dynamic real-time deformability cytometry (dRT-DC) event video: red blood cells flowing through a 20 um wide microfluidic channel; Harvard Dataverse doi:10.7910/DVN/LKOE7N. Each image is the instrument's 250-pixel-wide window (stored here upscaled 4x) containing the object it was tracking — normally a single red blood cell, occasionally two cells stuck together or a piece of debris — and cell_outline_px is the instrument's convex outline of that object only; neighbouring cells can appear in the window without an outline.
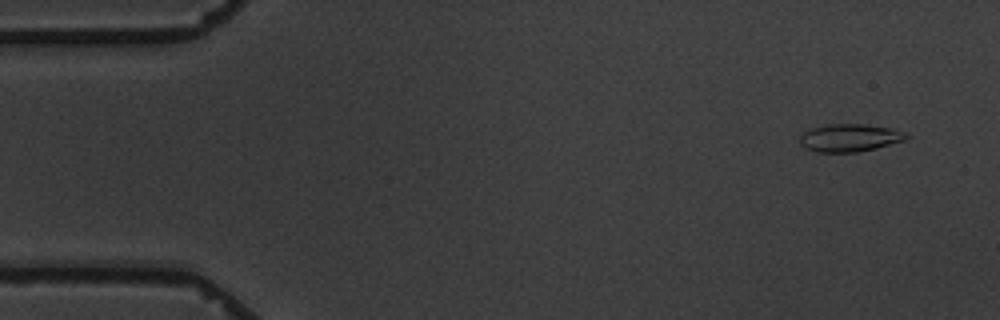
{"species": "common noctule bat (a hibernating species)", "species_latin": "Nyctalus noctula", "temperature_condition": "warm", "stored_images_in_passage": 5, "camera_frame_rate_fps": 3000, "um_per_image_px": 0.085, "animal": {"sex": "male", "body_mass_g": 19.5, "forearm_length_mm": 54.6}, "frame": {"image": 1, "passage_image": 1, "time_ms": 0.0, "image_size_px": [1000, 320], "cell_outline_px": [[908, 136], [904, 140], [856, 152], [816, 152], [800, 144], [800, 136], [808, 128], [828, 124], [864, 124], [892, 128], [904, 132]], "centroid_in_image_um": [72.17, 11.69], "position_along_channel_um": 12.8, "area_um2": 16.94}}
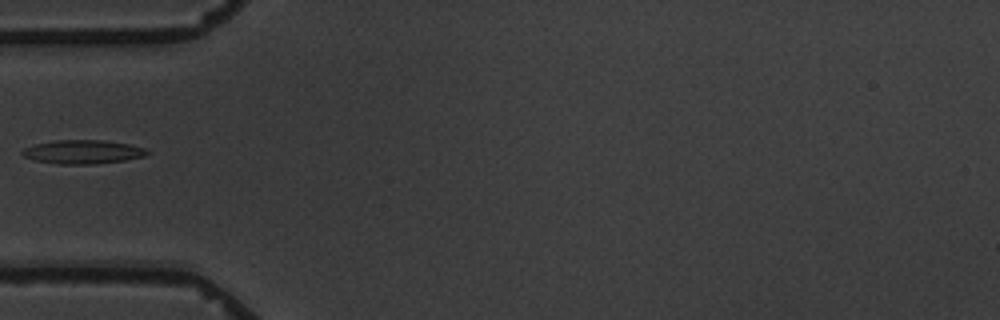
{"frame": {"image": 2, "passage_image": 5, "time_ms": 5.0, "image_size_px": [1000, 320], "cell_outline_px": [[152, 152], [144, 156], [124, 160], [96, 164], [56, 164], [36, 160], [24, 156], [20, 152], [24, 148], [36, 144], [56, 140], [104, 140], [128, 144], [144, 148]], "centroid_in_image_um": [7.05, 12.91], "position_along_channel_um": 77.9, "area_um2": 17.22}}